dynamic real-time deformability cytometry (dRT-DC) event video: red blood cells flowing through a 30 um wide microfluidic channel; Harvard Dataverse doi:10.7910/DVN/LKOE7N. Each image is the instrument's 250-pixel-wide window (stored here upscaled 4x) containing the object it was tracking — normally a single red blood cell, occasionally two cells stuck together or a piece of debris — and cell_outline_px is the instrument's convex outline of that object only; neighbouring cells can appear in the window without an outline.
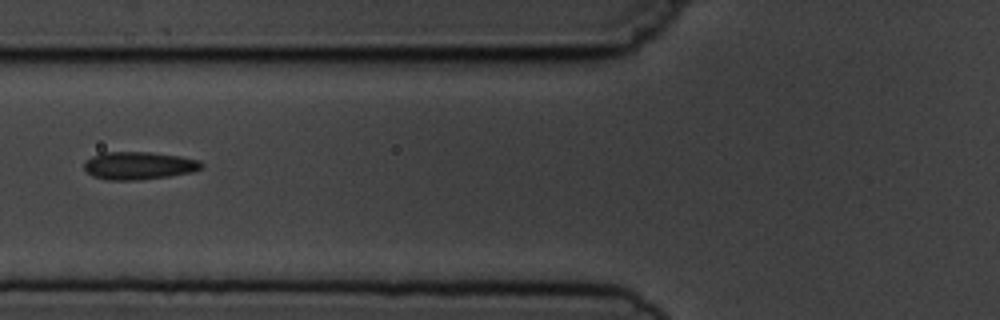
{"species": "common noctule bat (a hibernating species)", "species_latin": "Nyctalus noctula", "temperature_condition": "cold", "stored_images_in_passage": 2, "camera_frame_rate_fps": 3000, "um_per_image_px": 0.085, "animal": {"sex": "male", "body_mass_g": 19.5, "forearm_length_mm": 54.6}, "frame": {"image": 1, "passage_image": 2, "time_ms": 1.0, "image_size_px": [1000, 320], "cell_outline_px": [[204, 164], [200, 168], [192, 172], [168, 176], [140, 180], [108, 180], [92, 176], [84, 168], [84, 164], [92, 156], [100, 152], [152, 152], [180, 156], [200, 160]], "centroid_in_image_um": [11.8, 14.07], "position_along_channel_um": 114.0, "area_um2": 19.02}}